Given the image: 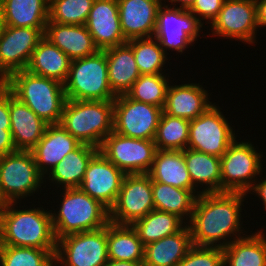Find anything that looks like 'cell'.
I'll return each instance as SVG.
<instances>
[{"label":"cell","mask_w":266,"mask_h":266,"mask_svg":"<svg viewBox=\"0 0 266 266\" xmlns=\"http://www.w3.org/2000/svg\"><path fill=\"white\" fill-rule=\"evenodd\" d=\"M0 127H11L9 115V88L0 82Z\"/></svg>","instance_id":"cell-42"},{"label":"cell","mask_w":266,"mask_h":266,"mask_svg":"<svg viewBox=\"0 0 266 266\" xmlns=\"http://www.w3.org/2000/svg\"><path fill=\"white\" fill-rule=\"evenodd\" d=\"M5 205V203L3 202L2 198L0 197V209Z\"/></svg>","instance_id":"cell-48"},{"label":"cell","mask_w":266,"mask_h":266,"mask_svg":"<svg viewBox=\"0 0 266 266\" xmlns=\"http://www.w3.org/2000/svg\"><path fill=\"white\" fill-rule=\"evenodd\" d=\"M262 157L250 141L238 142L235 139L220 157L221 193L247 194L255 184L256 176L262 177Z\"/></svg>","instance_id":"cell-8"},{"label":"cell","mask_w":266,"mask_h":266,"mask_svg":"<svg viewBox=\"0 0 266 266\" xmlns=\"http://www.w3.org/2000/svg\"><path fill=\"white\" fill-rule=\"evenodd\" d=\"M259 230L223 248L224 266H266V233Z\"/></svg>","instance_id":"cell-32"},{"label":"cell","mask_w":266,"mask_h":266,"mask_svg":"<svg viewBox=\"0 0 266 266\" xmlns=\"http://www.w3.org/2000/svg\"><path fill=\"white\" fill-rule=\"evenodd\" d=\"M44 37L71 60L87 57L99 50L85 25L47 22Z\"/></svg>","instance_id":"cell-23"},{"label":"cell","mask_w":266,"mask_h":266,"mask_svg":"<svg viewBox=\"0 0 266 266\" xmlns=\"http://www.w3.org/2000/svg\"><path fill=\"white\" fill-rule=\"evenodd\" d=\"M85 26L99 50L127 43L121 30L117 0H94Z\"/></svg>","instance_id":"cell-18"},{"label":"cell","mask_w":266,"mask_h":266,"mask_svg":"<svg viewBox=\"0 0 266 266\" xmlns=\"http://www.w3.org/2000/svg\"><path fill=\"white\" fill-rule=\"evenodd\" d=\"M71 61L66 54L43 36L33 51L26 70L31 74L51 78L64 84Z\"/></svg>","instance_id":"cell-28"},{"label":"cell","mask_w":266,"mask_h":266,"mask_svg":"<svg viewBox=\"0 0 266 266\" xmlns=\"http://www.w3.org/2000/svg\"><path fill=\"white\" fill-rule=\"evenodd\" d=\"M81 142L67 132L60 124L48 125L44 135L31 150L35 163L46 177L47 174Z\"/></svg>","instance_id":"cell-21"},{"label":"cell","mask_w":266,"mask_h":266,"mask_svg":"<svg viewBox=\"0 0 266 266\" xmlns=\"http://www.w3.org/2000/svg\"><path fill=\"white\" fill-rule=\"evenodd\" d=\"M56 250L0 245V266H55Z\"/></svg>","instance_id":"cell-38"},{"label":"cell","mask_w":266,"mask_h":266,"mask_svg":"<svg viewBox=\"0 0 266 266\" xmlns=\"http://www.w3.org/2000/svg\"><path fill=\"white\" fill-rule=\"evenodd\" d=\"M200 194L197 190L181 189L152 180L155 209L176 214L186 223L191 219L195 200Z\"/></svg>","instance_id":"cell-33"},{"label":"cell","mask_w":266,"mask_h":266,"mask_svg":"<svg viewBox=\"0 0 266 266\" xmlns=\"http://www.w3.org/2000/svg\"><path fill=\"white\" fill-rule=\"evenodd\" d=\"M186 225L187 223L178 215L154 209L145 217L136 220L132 227L145 246L176 234Z\"/></svg>","instance_id":"cell-34"},{"label":"cell","mask_w":266,"mask_h":266,"mask_svg":"<svg viewBox=\"0 0 266 266\" xmlns=\"http://www.w3.org/2000/svg\"><path fill=\"white\" fill-rule=\"evenodd\" d=\"M176 266H224L223 248L193 245Z\"/></svg>","instance_id":"cell-40"},{"label":"cell","mask_w":266,"mask_h":266,"mask_svg":"<svg viewBox=\"0 0 266 266\" xmlns=\"http://www.w3.org/2000/svg\"><path fill=\"white\" fill-rule=\"evenodd\" d=\"M193 246L188 225L176 234L144 246L143 266H176Z\"/></svg>","instance_id":"cell-26"},{"label":"cell","mask_w":266,"mask_h":266,"mask_svg":"<svg viewBox=\"0 0 266 266\" xmlns=\"http://www.w3.org/2000/svg\"><path fill=\"white\" fill-rule=\"evenodd\" d=\"M4 84L48 125L60 123L67 100L64 84L27 70L13 73Z\"/></svg>","instance_id":"cell-3"},{"label":"cell","mask_w":266,"mask_h":266,"mask_svg":"<svg viewBox=\"0 0 266 266\" xmlns=\"http://www.w3.org/2000/svg\"><path fill=\"white\" fill-rule=\"evenodd\" d=\"M94 0H49V20L68 25H85Z\"/></svg>","instance_id":"cell-39"},{"label":"cell","mask_w":266,"mask_h":266,"mask_svg":"<svg viewBox=\"0 0 266 266\" xmlns=\"http://www.w3.org/2000/svg\"><path fill=\"white\" fill-rule=\"evenodd\" d=\"M154 209L150 176L148 174H126L116 201L109 209V222L132 225Z\"/></svg>","instance_id":"cell-14"},{"label":"cell","mask_w":266,"mask_h":266,"mask_svg":"<svg viewBox=\"0 0 266 266\" xmlns=\"http://www.w3.org/2000/svg\"><path fill=\"white\" fill-rule=\"evenodd\" d=\"M44 34L37 28L2 25L0 31V82L26 70L33 51Z\"/></svg>","instance_id":"cell-15"},{"label":"cell","mask_w":266,"mask_h":266,"mask_svg":"<svg viewBox=\"0 0 266 266\" xmlns=\"http://www.w3.org/2000/svg\"><path fill=\"white\" fill-rule=\"evenodd\" d=\"M168 6L159 7L154 37L167 55V50L182 54L197 41L203 24L189 10Z\"/></svg>","instance_id":"cell-11"},{"label":"cell","mask_w":266,"mask_h":266,"mask_svg":"<svg viewBox=\"0 0 266 266\" xmlns=\"http://www.w3.org/2000/svg\"><path fill=\"white\" fill-rule=\"evenodd\" d=\"M162 1H166V0H162ZM168 2H170L171 3V6L172 7H174V8H181V9H185V10H189L192 6H193V4H194V2H195V0H167ZM179 5V7L178 6H176L177 4ZM174 5V6H173Z\"/></svg>","instance_id":"cell-46"},{"label":"cell","mask_w":266,"mask_h":266,"mask_svg":"<svg viewBox=\"0 0 266 266\" xmlns=\"http://www.w3.org/2000/svg\"><path fill=\"white\" fill-rule=\"evenodd\" d=\"M258 27H266V0H255Z\"/></svg>","instance_id":"cell-45"},{"label":"cell","mask_w":266,"mask_h":266,"mask_svg":"<svg viewBox=\"0 0 266 266\" xmlns=\"http://www.w3.org/2000/svg\"><path fill=\"white\" fill-rule=\"evenodd\" d=\"M1 28H2V20H1V14H0V31H1Z\"/></svg>","instance_id":"cell-49"},{"label":"cell","mask_w":266,"mask_h":266,"mask_svg":"<svg viewBox=\"0 0 266 266\" xmlns=\"http://www.w3.org/2000/svg\"><path fill=\"white\" fill-rule=\"evenodd\" d=\"M246 193H201L197 196L187 223L194 246H228L245 236L241 212ZM245 232V233H244ZM242 234V235H241ZM233 237V238H232Z\"/></svg>","instance_id":"cell-1"},{"label":"cell","mask_w":266,"mask_h":266,"mask_svg":"<svg viewBox=\"0 0 266 266\" xmlns=\"http://www.w3.org/2000/svg\"><path fill=\"white\" fill-rule=\"evenodd\" d=\"M99 151L125 174H148L157 148L154 140L126 137L113 131Z\"/></svg>","instance_id":"cell-12"},{"label":"cell","mask_w":266,"mask_h":266,"mask_svg":"<svg viewBox=\"0 0 266 266\" xmlns=\"http://www.w3.org/2000/svg\"><path fill=\"white\" fill-rule=\"evenodd\" d=\"M166 93L163 112L173 117L192 120L203 114L214 103L209 93L199 83L173 84L171 81Z\"/></svg>","instance_id":"cell-22"},{"label":"cell","mask_w":266,"mask_h":266,"mask_svg":"<svg viewBox=\"0 0 266 266\" xmlns=\"http://www.w3.org/2000/svg\"><path fill=\"white\" fill-rule=\"evenodd\" d=\"M121 30L126 41L154 37L162 0H117Z\"/></svg>","instance_id":"cell-19"},{"label":"cell","mask_w":266,"mask_h":266,"mask_svg":"<svg viewBox=\"0 0 266 266\" xmlns=\"http://www.w3.org/2000/svg\"><path fill=\"white\" fill-rule=\"evenodd\" d=\"M167 75L169 74L140 75L126 95L133 100L163 109L170 84Z\"/></svg>","instance_id":"cell-37"},{"label":"cell","mask_w":266,"mask_h":266,"mask_svg":"<svg viewBox=\"0 0 266 266\" xmlns=\"http://www.w3.org/2000/svg\"><path fill=\"white\" fill-rule=\"evenodd\" d=\"M59 211L51 212L56 239L101 229L109 223V210L80 188L63 189Z\"/></svg>","instance_id":"cell-5"},{"label":"cell","mask_w":266,"mask_h":266,"mask_svg":"<svg viewBox=\"0 0 266 266\" xmlns=\"http://www.w3.org/2000/svg\"><path fill=\"white\" fill-rule=\"evenodd\" d=\"M266 178V175H265ZM265 178H260V180L255 181V184L253 185V187L249 190V193H251V191L256 194V196L263 202V210H266V179ZM257 183V184H256Z\"/></svg>","instance_id":"cell-44"},{"label":"cell","mask_w":266,"mask_h":266,"mask_svg":"<svg viewBox=\"0 0 266 266\" xmlns=\"http://www.w3.org/2000/svg\"><path fill=\"white\" fill-rule=\"evenodd\" d=\"M31 151L16 150L0 156V197L4 203L34 196L46 183ZM32 193V194H31Z\"/></svg>","instance_id":"cell-7"},{"label":"cell","mask_w":266,"mask_h":266,"mask_svg":"<svg viewBox=\"0 0 266 266\" xmlns=\"http://www.w3.org/2000/svg\"><path fill=\"white\" fill-rule=\"evenodd\" d=\"M2 25L37 28L43 34L49 20V0H0Z\"/></svg>","instance_id":"cell-24"},{"label":"cell","mask_w":266,"mask_h":266,"mask_svg":"<svg viewBox=\"0 0 266 266\" xmlns=\"http://www.w3.org/2000/svg\"><path fill=\"white\" fill-rule=\"evenodd\" d=\"M99 148L81 143L69 152L45 177L50 183L63 189L79 188L85 177V171Z\"/></svg>","instance_id":"cell-25"},{"label":"cell","mask_w":266,"mask_h":266,"mask_svg":"<svg viewBox=\"0 0 266 266\" xmlns=\"http://www.w3.org/2000/svg\"><path fill=\"white\" fill-rule=\"evenodd\" d=\"M184 160L192 185L201 193H221V158L186 148ZM205 187H204V186Z\"/></svg>","instance_id":"cell-30"},{"label":"cell","mask_w":266,"mask_h":266,"mask_svg":"<svg viewBox=\"0 0 266 266\" xmlns=\"http://www.w3.org/2000/svg\"><path fill=\"white\" fill-rule=\"evenodd\" d=\"M64 90L66 99L69 100H114L116 95L108 81L105 50L72 60Z\"/></svg>","instance_id":"cell-6"},{"label":"cell","mask_w":266,"mask_h":266,"mask_svg":"<svg viewBox=\"0 0 266 266\" xmlns=\"http://www.w3.org/2000/svg\"><path fill=\"white\" fill-rule=\"evenodd\" d=\"M18 203H5L0 209V245L56 250L53 210L47 211L43 206L24 209L25 205L19 206L21 210Z\"/></svg>","instance_id":"cell-2"},{"label":"cell","mask_w":266,"mask_h":266,"mask_svg":"<svg viewBox=\"0 0 266 266\" xmlns=\"http://www.w3.org/2000/svg\"><path fill=\"white\" fill-rule=\"evenodd\" d=\"M151 180L178 187L197 190L184 160V150H157L152 167L148 172Z\"/></svg>","instance_id":"cell-29"},{"label":"cell","mask_w":266,"mask_h":266,"mask_svg":"<svg viewBox=\"0 0 266 266\" xmlns=\"http://www.w3.org/2000/svg\"><path fill=\"white\" fill-rule=\"evenodd\" d=\"M109 260L143 263L144 244L132 225L107 224Z\"/></svg>","instance_id":"cell-31"},{"label":"cell","mask_w":266,"mask_h":266,"mask_svg":"<svg viewBox=\"0 0 266 266\" xmlns=\"http://www.w3.org/2000/svg\"><path fill=\"white\" fill-rule=\"evenodd\" d=\"M215 104L190 120L187 148L221 157L237 139V135L220 107Z\"/></svg>","instance_id":"cell-10"},{"label":"cell","mask_w":266,"mask_h":266,"mask_svg":"<svg viewBox=\"0 0 266 266\" xmlns=\"http://www.w3.org/2000/svg\"><path fill=\"white\" fill-rule=\"evenodd\" d=\"M125 175L98 151L89 162L79 188L109 210L116 201Z\"/></svg>","instance_id":"cell-17"},{"label":"cell","mask_w":266,"mask_h":266,"mask_svg":"<svg viewBox=\"0 0 266 266\" xmlns=\"http://www.w3.org/2000/svg\"><path fill=\"white\" fill-rule=\"evenodd\" d=\"M224 2L225 0H195L193 6L189 9V11L203 25V20H205L206 24H211L223 7Z\"/></svg>","instance_id":"cell-41"},{"label":"cell","mask_w":266,"mask_h":266,"mask_svg":"<svg viewBox=\"0 0 266 266\" xmlns=\"http://www.w3.org/2000/svg\"><path fill=\"white\" fill-rule=\"evenodd\" d=\"M113 131L131 138L154 140L163 109L129 98L126 94L113 100Z\"/></svg>","instance_id":"cell-13"},{"label":"cell","mask_w":266,"mask_h":266,"mask_svg":"<svg viewBox=\"0 0 266 266\" xmlns=\"http://www.w3.org/2000/svg\"><path fill=\"white\" fill-rule=\"evenodd\" d=\"M113 116V100L67 99L59 124L79 142L99 148L113 132Z\"/></svg>","instance_id":"cell-4"},{"label":"cell","mask_w":266,"mask_h":266,"mask_svg":"<svg viewBox=\"0 0 266 266\" xmlns=\"http://www.w3.org/2000/svg\"><path fill=\"white\" fill-rule=\"evenodd\" d=\"M10 129L11 127H0V156L16 151Z\"/></svg>","instance_id":"cell-43"},{"label":"cell","mask_w":266,"mask_h":266,"mask_svg":"<svg viewBox=\"0 0 266 266\" xmlns=\"http://www.w3.org/2000/svg\"><path fill=\"white\" fill-rule=\"evenodd\" d=\"M108 260L107 226L57 240L55 266H105Z\"/></svg>","instance_id":"cell-9"},{"label":"cell","mask_w":266,"mask_h":266,"mask_svg":"<svg viewBox=\"0 0 266 266\" xmlns=\"http://www.w3.org/2000/svg\"><path fill=\"white\" fill-rule=\"evenodd\" d=\"M210 27L212 36L255 43L259 31L255 0H225Z\"/></svg>","instance_id":"cell-16"},{"label":"cell","mask_w":266,"mask_h":266,"mask_svg":"<svg viewBox=\"0 0 266 266\" xmlns=\"http://www.w3.org/2000/svg\"><path fill=\"white\" fill-rule=\"evenodd\" d=\"M9 115L16 150L31 151L44 135L48 124L15 97L10 89Z\"/></svg>","instance_id":"cell-20"},{"label":"cell","mask_w":266,"mask_h":266,"mask_svg":"<svg viewBox=\"0 0 266 266\" xmlns=\"http://www.w3.org/2000/svg\"><path fill=\"white\" fill-rule=\"evenodd\" d=\"M127 44L133 50L141 75L165 73L163 67H165L168 57L155 37L132 39L127 41Z\"/></svg>","instance_id":"cell-36"},{"label":"cell","mask_w":266,"mask_h":266,"mask_svg":"<svg viewBox=\"0 0 266 266\" xmlns=\"http://www.w3.org/2000/svg\"><path fill=\"white\" fill-rule=\"evenodd\" d=\"M108 64V81L116 95L126 94L141 75L132 48L127 44L105 50Z\"/></svg>","instance_id":"cell-27"},{"label":"cell","mask_w":266,"mask_h":266,"mask_svg":"<svg viewBox=\"0 0 266 266\" xmlns=\"http://www.w3.org/2000/svg\"><path fill=\"white\" fill-rule=\"evenodd\" d=\"M105 266H143V265L141 263H134L128 261L108 260Z\"/></svg>","instance_id":"cell-47"},{"label":"cell","mask_w":266,"mask_h":266,"mask_svg":"<svg viewBox=\"0 0 266 266\" xmlns=\"http://www.w3.org/2000/svg\"><path fill=\"white\" fill-rule=\"evenodd\" d=\"M190 120L162 113L154 143L157 150H180L187 148Z\"/></svg>","instance_id":"cell-35"}]
</instances>
